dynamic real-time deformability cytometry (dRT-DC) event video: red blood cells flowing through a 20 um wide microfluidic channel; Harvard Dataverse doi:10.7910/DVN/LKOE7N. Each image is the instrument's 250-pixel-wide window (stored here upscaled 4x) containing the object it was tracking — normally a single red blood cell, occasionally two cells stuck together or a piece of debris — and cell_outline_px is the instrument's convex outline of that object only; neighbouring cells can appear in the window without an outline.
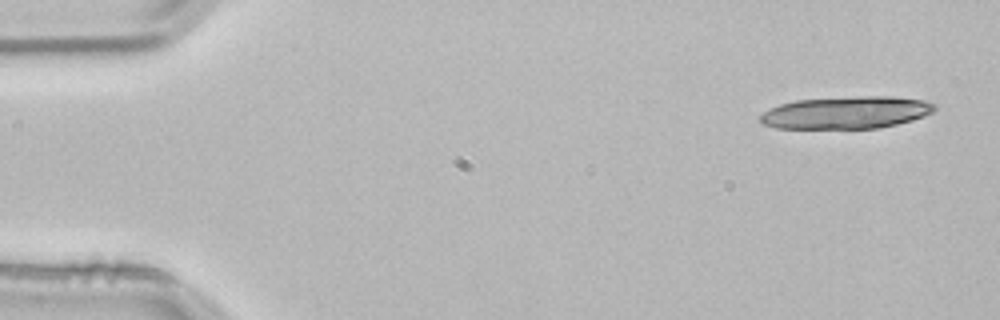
{"species": "common noctule bat (a hibernating species)", "species_latin": "Nyctalus noctula", "temperature_condition": "room temperature", "stored_images_in_passage": 4, "camera_frame_rate_fps": 3000, "um_per_image_px": 0.085, "animal": {"sex": "male", "body_mass_g": 21.5, "forearm_length_mm": 52.0}, "frame": {"image": 1, "passage_image": 1, "time_ms": 0.0, "image_size_px": [1000, 320], "cell_outline_px": [[936, 108], [932, 112], [924, 116], [912, 120], [880, 128], [776, 128], [764, 124], [760, 120], [760, 116], [764, 112], [780, 104], [796, 100], [856, 96], [892, 96], [924, 100], [936, 104]], "centroid_in_image_um": [71.97, 9.56], "position_along_channel_um": 13.0, "area_um2": 32.77}}
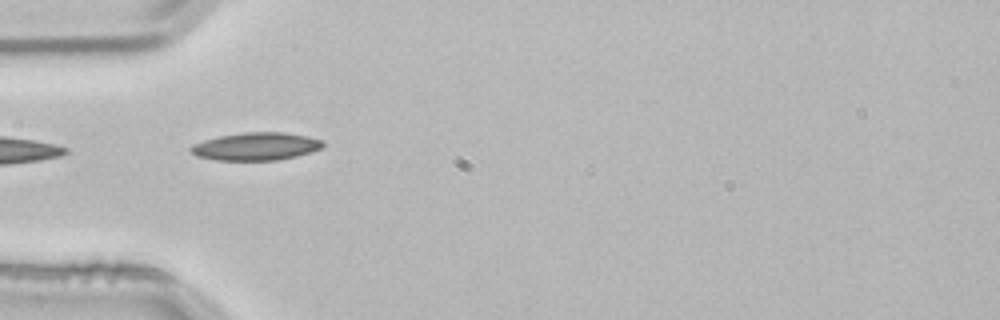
{"frame": {"image": 2, "passage_image": 4, "time_ms": 1.0, "image_size_px": [1000, 320], "cell_outline_px": [[324, 144], [320, 148], [296, 156], [276, 160], [216, 160], [196, 156], [188, 152], [188, 148], [192, 144], [204, 140], [220, 136], [244, 132], [284, 132], [308, 136], [324, 140]], "centroid_in_image_um": [21.71, 12.44], "position_along_channel_um": 63.3, "area_um2": 21.44}}